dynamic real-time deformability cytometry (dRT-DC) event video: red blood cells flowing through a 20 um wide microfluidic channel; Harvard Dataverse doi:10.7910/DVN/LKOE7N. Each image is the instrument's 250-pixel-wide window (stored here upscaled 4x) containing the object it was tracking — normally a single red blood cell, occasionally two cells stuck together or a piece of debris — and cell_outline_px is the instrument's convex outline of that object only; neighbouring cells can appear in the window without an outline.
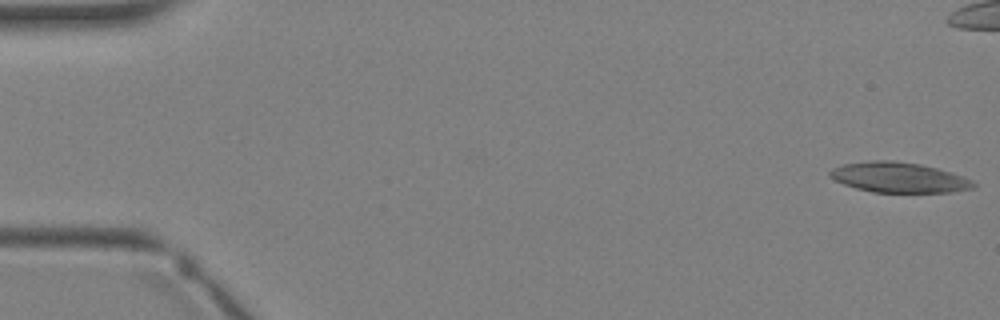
{"species": "Egyptian fruit bat (a non-hibernating species)", "species_latin": "Rousettus aegyptiacus", "temperature_condition": "warm", "stored_images_in_passage": 3, "camera_frame_rate_fps": 3000, "um_per_image_px": 0.085, "animal": {"sex": "female"}, "frame": {"image": 1, "passage_image": 3, "time_ms": 3.333, "image_size_px": [1000, 320], "cell_outline_px": [[976, 184], [972, 188], [952, 192], [872, 192], [856, 188], [844, 184], [828, 176], [828, 172], [832, 168], [844, 164], [872, 160], [892, 160], [920, 164], [952, 172], [964, 176], [972, 180]], "centroid_in_image_um": [76.4, 15.08], "position_along_channel_um": 8.6, "area_um2": 25.26}}